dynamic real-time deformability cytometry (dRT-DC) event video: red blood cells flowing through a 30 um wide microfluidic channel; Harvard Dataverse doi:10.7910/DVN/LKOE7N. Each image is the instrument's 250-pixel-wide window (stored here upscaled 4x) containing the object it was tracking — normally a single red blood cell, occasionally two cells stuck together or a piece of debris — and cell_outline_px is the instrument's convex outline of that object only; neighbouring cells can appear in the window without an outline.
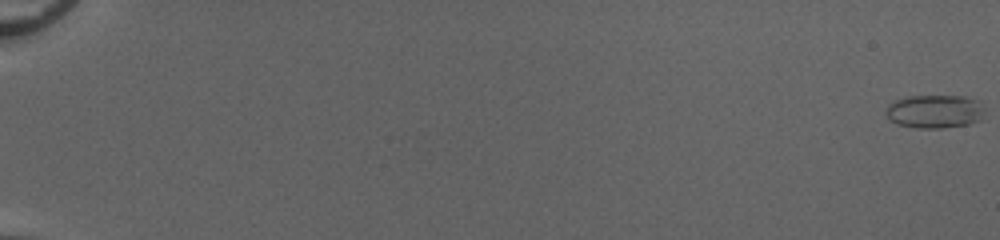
{"species": "common noctule bat (a hibernating species)", "species_latin": "Nyctalus noctula", "temperature_condition": "cold", "stored_images_in_passage": 54, "camera_frame_rate_fps": 3000, "um_per_image_px": 0.085, "animal": {"sex": "female", "body_mass_g": 20.0, "forearm_length_mm": 54.0}, "frame": {"image": 1, "passage_image": 1, "time_ms": 0.0, "image_size_px": [1000, 240], "cell_outline_px": [[984, 112], [980, 120], [968, 124], [940, 128], [916, 128], [896, 124], [888, 120], [884, 112], [888, 104], [892, 100], [908, 96], [964, 96], [980, 100], [984, 108]], "centroid_in_image_um": [79.41, 9.46], "position_along_channel_um": 5.6, "area_um2": 19.65}}
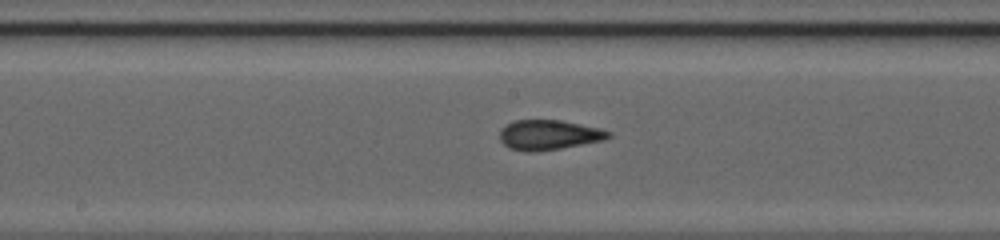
{"frame": {"image": 2, "passage_image": 32, "time_ms": 10.333, "image_size_px": [1000, 240], "cell_outline_px": [[612, 136], [604, 140], [560, 148], [532, 152], [528, 152], [508, 148], [500, 140], [500, 132], [512, 120], [560, 120], [600, 128], [612, 132]], "centroid_in_image_um": [46.67, 11.46], "position_along_channel_um": 201.5, "area_um2": 18.84}}
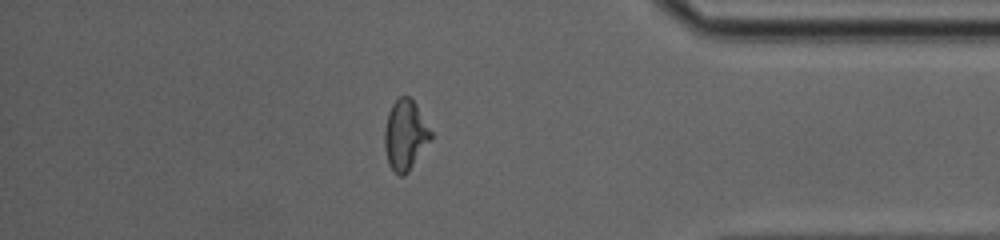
{"frame": {"image": 3, "passage_image": 48, "time_ms": 15.667, "image_size_px": [1000, 240], "cell_outline_px": [[432, 140], [408, 172], [404, 176], [400, 176], [388, 164], [384, 148], [384, 128], [388, 112], [392, 104], [400, 96], [408, 96], [416, 104], [432, 132]], "centroid_in_image_um": [34.44, 11.49], "position_along_channel_um": 400.8, "area_um2": 19.07}, "authors_computed_cell_mechanics": {"area_um2": 18.785, "velocity_mm_per_s": 4.1287, "shape_relaxation_time_tau1_ms": 6.4178, "shape_relaxation_time_tau2_ms": 0.9483, "deformation_change_tau1": 0.1923, "deformation_change_tau2": 0.0762}}